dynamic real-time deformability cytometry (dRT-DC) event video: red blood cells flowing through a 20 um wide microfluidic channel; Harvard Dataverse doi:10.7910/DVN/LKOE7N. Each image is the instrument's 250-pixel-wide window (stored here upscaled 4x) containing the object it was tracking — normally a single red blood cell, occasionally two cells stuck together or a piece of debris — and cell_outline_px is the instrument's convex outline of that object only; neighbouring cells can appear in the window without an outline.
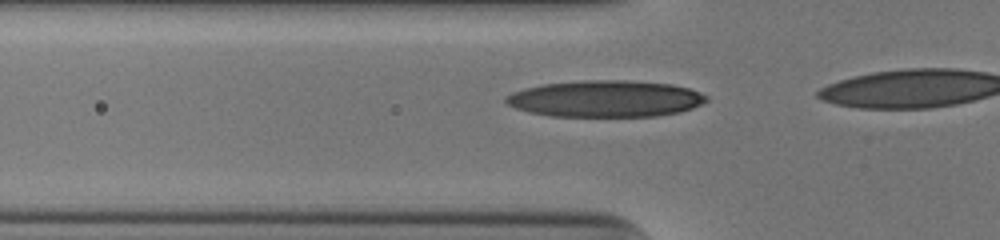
{"species": "human", "species_latin": "Homo sapiens", "temperature_condition": "cold", "stored_images_in_passage": 9, "camera_frame_rate_fps": 3000, "um_per_image_px": 0.085, "donor": {"sex": "male"}, "frame": {"image": 1, "passage_image": 4, "time_ms": 1.0, "image_size_px": [1000, 240], "cell_outline_px": [[708, 100], [692, 108], [680, 112], [656, 116], [552, 116], [528, 112], [516, 108], [508, 104], [504, 100], [504, 96], [512, 92], [524, 88], [544, 84], [584, 80], [624, 80], [672, 84], [688, 88], [700, 92], [708, 96]], "centroid_in_image_um": [51.45, 8.39], "position_along_channel_um": 74.3, "area_um2": 42.77}}
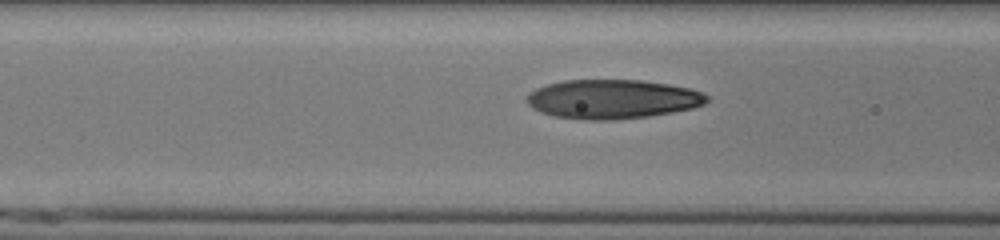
{"frame": {"image": 2, "passage_image": 7, "time_ms": 2.0, "image_size_px": [1000, 240], "cell_outline_px": [[708, 100], [704, 104], [692, 108], [672, 112], [648, 116], [612, 120], [588, 120], [556, 116], [540, 112], [532, 108], [524, 100], [528, 92], [536, 88], [548, 84], [564, 80], [640, 80], [668, 84], [692, 88], [708, 96]], "centroid_in_image_um": [52.03, 8.42], "position_along_channel_um": 114.6, "area_um2": 41.15}}